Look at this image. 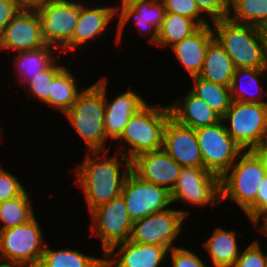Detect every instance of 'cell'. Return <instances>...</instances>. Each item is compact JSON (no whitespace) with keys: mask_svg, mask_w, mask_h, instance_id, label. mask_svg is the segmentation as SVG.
Segmentation results:
<instances>
[{"mask_svg":"<svg viewBox=\"0 0 267 267\" xmlns=\"http://www.w3.org/2000/svg\"><path fill=\"white\" fill-rule=\"evenodd\" d=\"M100 153L101 151H91L79 165L78 170L76 168L78 181L75 180V183L78 182L83 189L89 212L121 196L124 181L131 171V160L122 153L116 151V155L110 158L107 156L108 151H103L102 156H99ZM118 157L126 166L122 174L120 166L123 162L119 161Z\"/></svg>","mask_w":267,"mask_h":267,"instance_id":"cell-1","label":"cell"},{"mask_svg":"<svg viewBox=\"0 0 267 267\" xmlns=\"http://www.w3.org/2000/svg\"><path fill=\"white\" fill-rule=\"evenodd\" d=\"M215 41L229 55L235 68L267 69L264 29L236 23L228 17L212 21Z\"/></svg>","mask_w":267,"mask_h":267,"instance_id":"cell-2","label":"cell"},{"mask_svg":"<svg viewBox=\"0 0 267 267\" xmlns=\"http://www.w3.org/2000/svg\"><path fill=\"white\" fill-rule=\"evenodd\" d=\"M78 135L83 139L89 151H109L105 117V77L94 85L85 88L78 95L72 107L64 114Z\"/></svg>","mask_w":267,"mask_h":267,"instance_id":"cell-3","label":"cell"},{"mask_svg":"<svg viewBox=\"0 0 267 267\" xmlns=\"http://www.w3.org/2000/svg\"><path fill=\"white\" fill-rule=\"evenodd\" d=\"M170 118L169 106L152 107L147 103L129 119L118 138L129 145L128 152L120 153L132 161L140 154L162 149L165 126Z\"/></svg>","mask_w":267,"mask_h":267,"instance_id":"cell-4","label":"cell"},{"mask_svg":"<svg viewBox=\"0 0 267 267\" xmlns=\"http://www.w3.org/2000/svg\"><path fill=\"white\" fill-rule=\"evenodd\" d=\"M242 154L239 161H235L221 177V200L228 198L235 201L245 212L255 202L266 172L250 150Z\"/></svg>","mask_w":267,"mask_h":267,"instance_id":"cell-5","label":"cell"},{"mask_svg":"<svg viewBox=\"0 0 267 267\" xmlns=\"http://www.w3.org/2000/svg\"><path fill=\"white\" fill-rule=\"evenodd\" d=\"M34 216L30 221L0 230V259L5 263L38 267L45 249L44 237Z\"/></svg>","mask_w":267,"mask_h":267,"instance_id":"cell-6","label":"cell"},{"mask_svg":"<svg viewBox=\"0 0 267 267\" xmlns=\"http://www.w3.org/2000/svg\"><path fill=\"white\" fill-rule=\"evenodd\" d=\"M222 121H229L227 132L244 151L267 140V104L232 101Z\"/></svg>","mask_w":267,"mask_h":267,"instance_id":"cell-7","label":"cell"},{"mask_svg":"<svg viewBox=\"0 0 267 267\" xmlns=\"http://www.w3.org/2000/svg\"><path fill=\"white\" fill-rule=\"evenodd\" d=\"M195 131L205 169L222 177L244 150L229 135L222 120Z\"/></svg>","mask_w":267,"mask_h":267,"instance_id":"cell-8","label":"cell"},{"mask_svg":"<svg viewBox=\"0 0 267 267\" xmlns=\"http://www.w3.org/2000/svg\"><path fill=\"white\" fill-rule=\"evenodd\" d=\"M171 199L172 203L180 200L195 206L209 203L215 207L221 201V177L205 167H182Z\"/></svg>","mask_w":267,"mask_h":267,"instance_id":"cell-9","label":"cell"},{"mask_svg":"<svg viewBox=\"0 0 267 267\" xmlns=\"http://www.w3.org/2000/svg\"><path fill=\"white\" fill-rule=\"evenodd\" d=\"M91 230L101 239L103 255L115 245L130 240L133 221L122 196L94 208L90 213Z\"/></svg>","mask_w":267,"mask_h":267,"instance_id":"cell-10","label":"cell"},{"mask_svg":"<svg viewBox=\"0 0 267 267\" xmlns=\"http://www.w3.org/2000/svg\"><path fill=\"white\" fill-rule=\"evenodd\" d=\"M121 196L132 221L167 210L172 203L167 188L142 180L132 170L124 181Z\"/></svg>","mask_w":267,"mask_h":267,"instance_id":"cell-11","label":"cell"},{"mask_svg":"<svg viewBox=\"0 0 267 267\" xmlns=\"http://www.w3.org/2000/svg\"><path fill=\"white\" fill-rule=\"evenodd\" d=\"M186 210L167 209L133 221L130 241L142 244H155L168 250L183 229Z\"/></svg>","mask_w":267,"mask_h":267,"instance_id":"cell-12","label":"cell"},{"mask_svg":"<svg viewBox=\"0 0 267 267\" xmlns=\"http://www.w3.org/2000/svg\"><path fill=\"white\" fill-rule=\"evenodd\" d=\"M36 11L44 42L56 48L60 45L61 50L73 37L79 19V2L54 0Z\"/></svg>","mask_w":267,"mask_h":267,"instance_id":"cell-13","label":"cell"},{"mask_svg":"<svg viewBox=\"0 0 267 267\" xmlns=\"http://www.w3.org/2000/svg\"><path fill=\"white\" fill-rule=\"evenodd\" d=\"M46 45L36 10H20L0 33V50L12 49L17 53L34 51Z\"/></svg>","mask_w":267,"mask_h":267,"instance_id":"cell-14","label":"cell"},{"mask_svg":"<svg viewBox=\"0 0 267 267\" xmlns=\"http://www.w3.org/2000/svg\"><path fill=\"white\" fill-rule=\"evenodd\" d=\"M117 7V14L119 17L118 33L115 39L118 44L122 39L124 26L134 18L135 24L138 25L139 32L144 34L142 30L147 32L149 36V43L156 44L158 37V30L165 18L166 10L162 0H135L130 4L121 5L120 10ZM120 12V14H118ZM134 16V17H133ZM142 29V30H141Z\"/></svg>","mask_w":267,"mask_h":267,"instance_id":"cell-15","label":"cell"},{"mask_svg":"<svg viewBox=\"0 0 267 267\" xmlns=\"http://www.w3.org/2000/svg\"><path fill=\"white\" fill-rule=\"evenodd\" d=\"M182 166L163 148L138 155L131 161V170L142 180L167 188L175 186Z\"/></svg>","mask_w":267,"mask_h":267,"instance_id":"cell-16","label":"cell"},{"mask_svg":"<svg viewBox=\"0 0 267 267\" xmlns=\"http://www.w3.org/2000/svg\"><path fill=\"white\" fill-rule=\"evenodd\" d=\"M163 149L182 167H204L195 129L172 118L165 126Z\"/></svg>","mask_w":267,"mask_h":267,"instance_id":"cell-17","label":"cell"},{"mask_svg":"<svg viewBox=\"0 0 267 267\" xmlns=\"http://www.w3.org/2000/svg\"><path fill=\"white\" fill-rule=\"evenodd\" d=\"M116 248H119L117 252ZM168 251L163 246L128 240L115 245L104 255L105 267H159L162 260L166 259Z\"/></svg>","mask_w":267,"mask_h":267,"instance_id":"cell-18","label":"cell"},{"mask_svg":"<svg viewBox=\"0 0 267 267\" xmlns=\"http://www.w3.org/2000/svg\"><path fill=\"white\" fill-rule=\"evenodd\" d=\"M116 6L107 7H88L79 3V19L73 32L72 39L61 49V52L74 50L76 46L80 47L88 40L96 37L100 38L103 32L117 14Z\"/></svg>","mask_w":267,"mask_h":267,"instance_id":"cell-19","label":"cell"},{"mask_svg":"<svg viewBox=\"0 0 267 267\" xmlns=\"http://www.w3.org/2000/svg\"><path fill=\"white\" fill-rule=\"evenodd\" d=\"M107 77H105V117L104 126L107 138L117 140L124 131L129 119L143 108L147 102L134 91L128 90L115 97L111 103L106 98Z\"/></svg>","mask_w":267,"mask_h":267,"instance_id":"cell-20","label":"cell"},{"mask_svg":"<svg viewBox=\"0 0 267 267\" xmlns=\"http://www.w3.org/2000/svg\"><path fill=\"white\" fill-rule=\"evenodd\" d=\"M169 109L172 119L193 129L213 125L222 120L219 114L190 90L182 97V100L179 98L171 105L169 104Z\"/></svg>","mask_w":267,"mask_h":267,"instance_id":"cell-21","label":"cell"},{"mask_svg":"<svg viewBox=\"0 0 267 267\" xmlns=\"http://www.w3.org/2000/svg\"><path fill=\"white\" fill-rule=\"evenodd\" d=\"M213 40V29L210 25H204L172 47L177 59L191 78L198 76L201 72L207 47Z\"/></svg>","mask_w":267,"mask_h":267,"instance_id":"cell-22","label":"cell"},{"mask_svg":"<svg viewBox=\"0 0 267 267\" xmlns=\"http://www.w3.org/2000/svg\"><path fill=\"white\" fill-rule=\"evenodd\" d=\"M235 70L236 68L229 55L214 39L207 47L205 60L198 77L230 87Z\"/></svg>","mask_w":267,"mask_h":267,"instance_id":"cell-23","label":"cell"},{"mask_svg":"<svg viewBox=\"0 0 267 267\" xmlns=\"http://www.w3.org/2000/svg\"><path fill=\"white\" fill-rule=\"evenodd\" d=\"M235 231L217 227L209 239L204 241L214 267H234L240 254Z\"/></svg>","mask_w":267,"mask_h":267,"instance_id":"cell-24","label":"cell"},{"mask_svg":"<svg viewBox=\"0 0 267 267\" xmlns=\"http://www.w3.org/2000/svg\"><path fill=\"white\" fill-rule=\"evenodd\" d=\"M56 47L46 45L34 51H20L15 55V70L19 72L18 81L26 87L35 76L47 70L56 60ZM54 54V55H53ZM55 57V58H54ZM25 85V86H24Z\"/></svg>","mask_w":267,"mask_h":267,"instance_id":"cell-25","label":"cell"},{"mask_svg":"<svg viewBox=\"0 0 267 267\" xmlns=\"http://www.w3.org/2000/svg\"><path fill=\"white\" fill-rule=\"evenodd\" d=\"M200 26L192 19L166 12L161 27L158 30L156 45L174 47L184 38L193 34Z\"/></svg>","mask_w":267,"mask_h":267,"instance_id":"cell-26","label":"cell"},{"mask_svg":"<svg viewBox=\"0 0 267 267\" xmlns=\"http://www.w3.org/2000/svg\"><path fill=\"white\" fill-rule=\"evenodd\" d=\"M46 243L38 267H105V259L86 256L77 250H51Z\"/></svg>","mask_w":267,"mask_h":267,"instance_id":"cell-27","label":"cell"},{"mask_svg":"<svg viewBox=\"0 0 267 267\" xmlns=\"http://www.w3.org/2000/svg\"><path fill=\"white\" fill-rule=\"evenodd\" d=\"M192 80L194 87L190 88V91L223 117L232 103L230 87L206 81L198 76L192 77Z\"/></svg>","mask_w":267,"mask_h":267,"instance_id":"cell-28","label":"cell"},{"mask_svg":"<svg viewBox=\"0 0 267 267\" xmlns=\"http://www.w3.org/2000/svg\"><path fill=\"white\" fill-rule=\"evenodd\" d=\"M243 76L246 77V79L248 78L247 82H249L250 84L252 83V87H254L253 85L257 86L256 87L258 89V92H256L257 95L255 93L253 94V92L251 93L252 90L251 91L248 90L250 92L249 93L250 95L247 93L248 91L244 90V87L246 88V90L248 88L246 86H244V85L242 86V82L240 81L242 79H240V78H242ZM262 76L267 78V69L237 68L235 70L234 76L232 78V83H231V86H230V93H231L232 101L267 104V101L265 102V101L262 100V97L267 96V91H263L262 88H261L262 86H260V89L258 87L259 86V81H260L259 79ZM264 92H265V94H264Z\"/></svg>","mask_w":267,"mask_h":267,"instance_id":"cell-29","label":"cell"},{"mask_svg":"<svg viewBox=\"0 0 267 267\" xmlns=\"http://www.w3.org/2000/svg\"><path fill=\"white\" fill-rule=\"evenodd\" d=\"M29 193L25 190L21 195L0 202V230L9 229L30 221L34 216Z\"/></svg>","mask_w":267,"mask_h":267,"instance_id":"cell-30","label":"cell"},{"mask_svg":"<svg viewBox=\"0 0 267 267\" xmlns=\"http://www.w3.org/2000/svg\"><path fill=\"white\" fill-rule=\"evenodd\" d=\"M71 71L66 67L53 79L49 106L59 109L65 114L76 101L81 92L77 90V82Z\"/></svg>","mask_w":267,"mask_h":267,"instance_id":"cell-31","label":"cell"},{"mask_svg":"<svg viewBox=\"0 0 267 267\" xmlns=\"http://www.w3.org/2000/svg\"><path fill=\"white\" fill-rule=\"evenodd\" d=\"M231 9L234 15L231 16ZM228 18L236 23L267 27V0H230Z\"/></svg>","mask_w":267,"mask_h":267,"instance_id":"cell-32","label":"cell"},{"mask_svg":"<svg viewBox=\"0 0 267 267\" xmlns=\"http://www.w3.org/2000/svg\"><path fill=\"white\" fill-rule=\"evenodd\" d=\"M64 68L65 66H57L56 62H54L47 70L35 76L32 81H29L27 83L28 86L26 88L24 87V89H29L32 96L49 105V95L51 93L53 79Z\"/></svg>","mask_w":267,"mask_h":267,"instance_id":"cell-33","label":"cell"},{"mask_svg":"<svg viewBox=\"0 0 267 267\" xmlns=\"http://www.w3.org/2000/svg\"><path fill=\"white\" fill-rule=\"evenodd\" d=\"M166 12H172L194 20L199 26L209 25L201 16L197 3L194 0H162ZM201 17H200V16Z\"/></svg>","mask_w":267,"mask_h":267,"instance_id":"cell-34","label":"cell"},{"mask_svg":"<svg viewBox=\"0 0 267 267\" xmlns=\"http://www.w3.org/2000/svg\"><path fill=\"white\" fill-rule=\"evenodd\" d=\"M267 254L261 249L259 241L252 242L240 253L234 267H266Z\"/></svg>","mask_w":267,"mask_h":267,"instance_id":"cell-35","label":"cell"},{"mask_svg":"<svg viewBox=\"0 0 267 267\" xmlns=\"http://www.w3.org/2000/svg\"><path fill=\"white\" fill-rule=\"evenodd\" d=\"M267 212V174L261 182L255 202L244 212L254 227L258 228L261 217Z\"/></svg>","mask_w":267,"mask_h":267,"instance_id":"cell-36","label":"cell"},{"mask_svg":"<svg viewBox=\"0 0 267 267\" xmlns=\"http://www.w3.org/2000/svg\"><path fill=\"white\" fill-rule=\"evenodd\" d=\"M25 191L18 178L5 171L0 165V202L15 198Z\"/></svg>","mask_w":267,"mask_h":267,"instance_id":"cell-37","label":"cell"},{"mask_svg":"<svg viewBox=\"0 0 267 267\" xmlns=\"http://www.w3.org/2000/svg\"><path fill=\"white\" fill-rule=\"evenodd\" d=\"M201 12L209 15L212 21L227 18L230 13V0H194Z\"/></svg>","mask_w":267,"mask_h":267,"instance_id":"cell-38","label":"cell"},{"mask_svg":"<svg viewBox=\"0 0 267 267\" xmlns=\"http://www.w3.org/2000/svg\"><path fill=\"white\" fill-rule=\"evenodd\" d=\"M171 253L172 267H207L198 255L184 247H173Z\"/></svg>","mask_w":267,"mask_h":267,"instance_id":"cell-39","label":"cell"},{"mask_svg":"<svg viewBox=\"0 0 267 267\" xmlns=\"http://www.w3.org/2000/svg\"><path fill=\"white\" fill-rule=\"evenodd\" d=\"M20 10L15 0H0V33Z\"/></svg>","mask_w":267,"mask_h":267,"instance_id":"cell-40","label":"cell"},{"mask_svg":"<svg viewBox=\"0 0 267 267\" xmlns=\"http://www.w3.org/2000/svg\"><path fill=\"white\" fill-rule=\"evenodd\" d=\"M54 0H15L21 10H37Z\"/></svg>","mask_w":267,"mask_h":267,"instance_id":"cell-41","label":"cell"},{"mask_svg":"<svg viewBox=\"0 0 267 267\" xmlns=\"http://www.w3.org/2000/svg\"><path fill=\"white\" fill-rule=\"evenodd\" d=\"M250 151L260 161L262 167L264 168L267 174V143H261L260 145L253 147Z\"/></svg>","mask_w":267,"mask_h":267,"instance_id":"cell-42","label":"cell"},{"mask_svg":"<svg viewBox=\"0 0 267 267\" xmlns=\"http://www.w3.org/2000/svg\"><path fill=\"white\" fill-rule=\"evenodd\" d=\"M262 226L259 228L261 232H263V234H265V236H267V212L262 216Z\"/></svg>","mask_w":267,"mask_h":267,"instance_id":"cell-43","label":"cell"},{"mask_svg":"<svg viewBox=\"0 0 267 267\" xmlns=\"http://www.w3.org/2000/svg\"><path fill=\"white\" fill-rule=\"evenodd\" d=\"M0 267H25V266H22L20 264H15V263L2 262V263H0Z\"/></svg>","mask_w":267,"mask_h":267,"instance_id":"cell-44","label":"cell"},{"mask_svg":"<svg viewBox=\"0 0 267 267\" xmlns=\"http://www.w3.org/2000/svg\"><path fill=\"white\" fill-rule=\"evenodd\" d=\"M132 1H135V0H121V5L130 4Z\"/></svg>","mask_w":267,"mask_h":267,"instance_id":"cell-45","label":"cell"},{"mask_svg":"<svg viewBox=\"0 0 267 267\" xmlns=\"http://www.w3.org/2000/svg\"><path fill=\"white\" fill-rule=\"evenodd\" d=\"M265 36H266V46H267V27L264 29Z\"/></svg>","mask_w":267,"mask_h":267,"instance_id":"cell-46","label":"cell"}]
</instances>
